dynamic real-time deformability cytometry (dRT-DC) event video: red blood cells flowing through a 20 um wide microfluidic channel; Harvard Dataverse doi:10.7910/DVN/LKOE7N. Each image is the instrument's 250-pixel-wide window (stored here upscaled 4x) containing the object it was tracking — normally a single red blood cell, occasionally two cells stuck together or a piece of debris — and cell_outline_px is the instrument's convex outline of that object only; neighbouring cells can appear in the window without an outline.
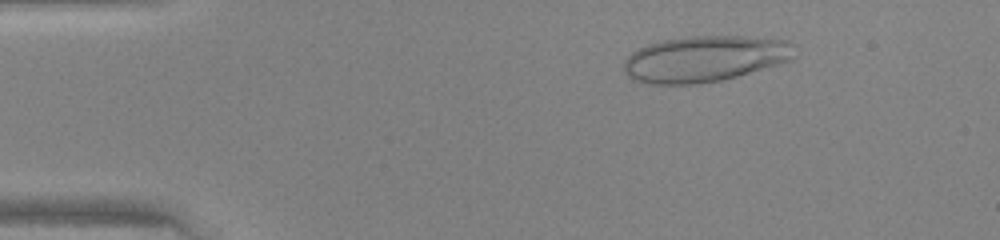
{"species": "human", "species_latin": "Homo sapiens", "temperature_condition": "warm", "stored_images_in_passage": 46, "camera_frame_rate_fps": 3000, "um_per_image_px": 0.085, "donor": {"sex": "female"}, "frame": {"image": 1, "passage_image": 7, "time_ms": 2.0, "image_size_px": [1000, 240], "cell_outline_px": [[796, 56], [792, 60], [736, 76], [720, 80], [696, 84], [648, 84], [632, 80], [624, 72], [624, 60], [632, 52], [648, 44], [664, 40], [696, 36], [740, 36], [788, 40], [796, 44]], "centroid_in_image_um": [59.93, 5.0], "position_along_channel_um": 25.1, "area_um2": 45.95}}
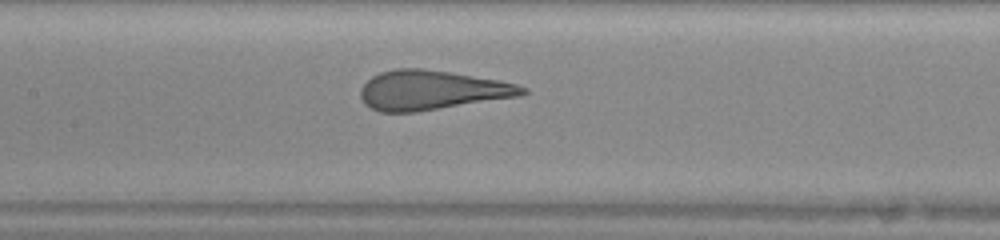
{"frame": {"image": 2, "passage_image": 22, "time_ms": 7.0, "image_size_px": [1000, 240], "cell_outline_px": [[528, 92], [520, 96], [416, 112], [380, 112], [364, 104], [360, 96], [360, 88], [372, 76], [380, 72], [396, 68], [420, 68], [448, 72], [500, 80], [516, 84], [528, 88]], "centroid_in_image_um": [36.68, 7.67], "position_along_channel_um": 170.7, "area_um2": 37.17}}
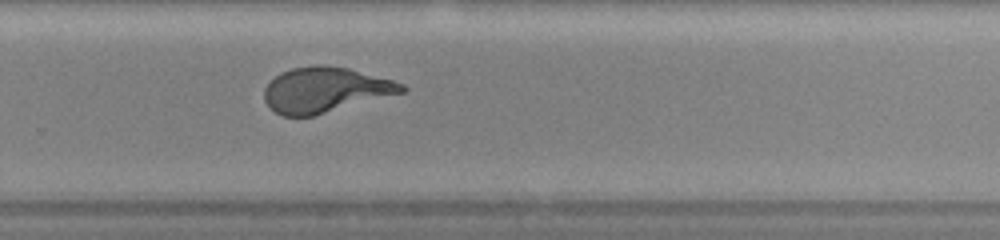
{"frame": {"image": 3, "passage_image": 31, "time_ms": 10.0, "image_size_px": [1000, 240], "cell_outline_px": [[408, 88], [404, 92], [312, 116], [284, 116], [276, 112], [264, 100], [264, 88], [280, 72], [292, 68], [316, 64], [324, 64], [348, 68], [392, 80], [404, 84]], "centroid_in_image_um": [27.64, 7.62], "position_along_channel_um": 302.2, "area_um2": 35.95}}